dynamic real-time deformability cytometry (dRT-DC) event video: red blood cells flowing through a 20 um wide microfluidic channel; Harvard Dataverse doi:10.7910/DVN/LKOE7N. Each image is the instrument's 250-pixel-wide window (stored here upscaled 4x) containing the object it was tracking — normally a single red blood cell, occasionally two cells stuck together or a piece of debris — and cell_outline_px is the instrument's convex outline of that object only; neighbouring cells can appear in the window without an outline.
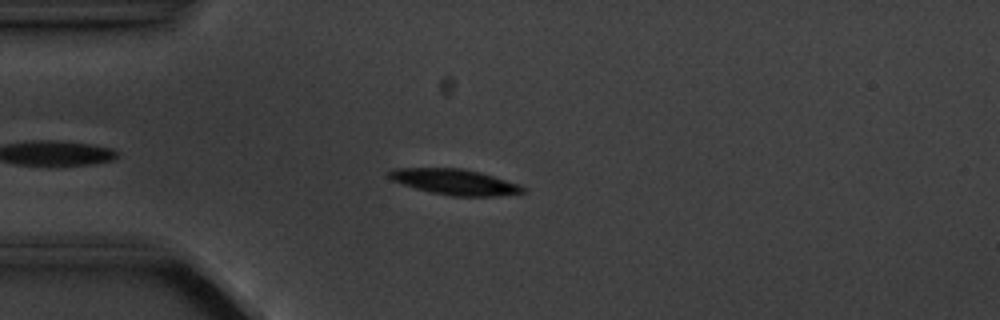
{"species": "common noctule bat (a hibernating species)", "species_latin": "Nyctalus noctula", "temperature_condition": "cold", "stored_images_in_passage": 5, "camera_frame_rate_fps": 3000, "um_per_image_px": 0.085, "animal": {"sex": "male", "body_mass_g": 20.1, "forearm_length_mm": 53.5}, "frame": {"image": 1, "passage_image": 4, "time_ms": 3.333, "image_size_px": [1000, 320], "cell_outline_px": [[528, 192], [496, 196], [452, 196], [432, 192], [416, 188], [392, 180], [388, 176], [388, 172], [396, 168], [460, 168], [480, 172], [516, 184], [524, 188]], "centroid_in_image_um": [38.65, 15.46], "position_along_channel_um": 46.4, "area_um2": 19.59}}